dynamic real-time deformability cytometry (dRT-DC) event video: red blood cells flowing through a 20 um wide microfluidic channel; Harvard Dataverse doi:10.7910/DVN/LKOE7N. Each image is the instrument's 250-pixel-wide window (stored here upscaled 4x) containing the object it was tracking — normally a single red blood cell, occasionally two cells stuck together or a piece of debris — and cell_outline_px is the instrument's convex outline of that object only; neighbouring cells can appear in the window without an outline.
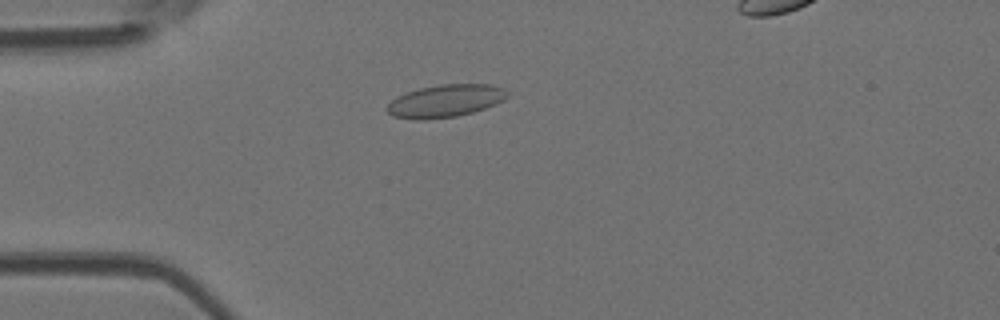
{"species": "Egyptian fruit bat (a non-hibernating species)", "species_latin": "Rousettus aegyptiacus", "temperature_condition": "room temperature", "stored_images_in_passage": 49, "camera_frame_rate_fps": 3000, "um_per_image_px": 0.085, "animal": {"sex": "female"}, "frame": {"image": 1, "passage_image": 14, "time_ms": 4.333, "image_size_px": [1000, 320], "cell_outline_px": [[508, 96], [504, 100], [496, 104], [472, 112], [456, 116], [424, 120], [416, 120], [392, 116], [384, 108], [396, 96], [420, 88], [440, 84], [492, 84], [504, 88], [508, 92]], "centroid_in_image_um": [37.85, 8.58], "position_along_channel_um": 47.2, "area_um2": 22.95}}
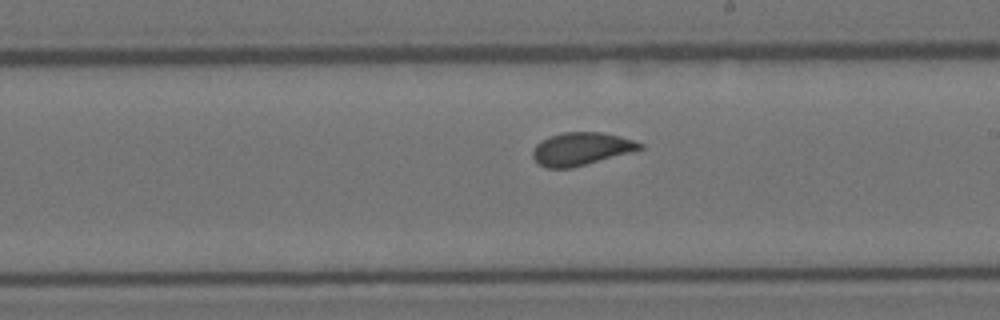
{"frame": {"image": 2, "passage_image": 30, "time_ms": 9.667, "image_size_px": [1000, 320], "cell_outline_px": [[644, 148], [572, 168], [548, 168], [540, 164], [532, 156], [532, 152], [536, 144], [540, 140], [548, 136], [564, 132], [600, 132], [620, 136], [644, 144]], "centroid_in_image_um": [49.37, 12.64], "position_along_channel_um": 239.6, "area_um2": 20.35}}
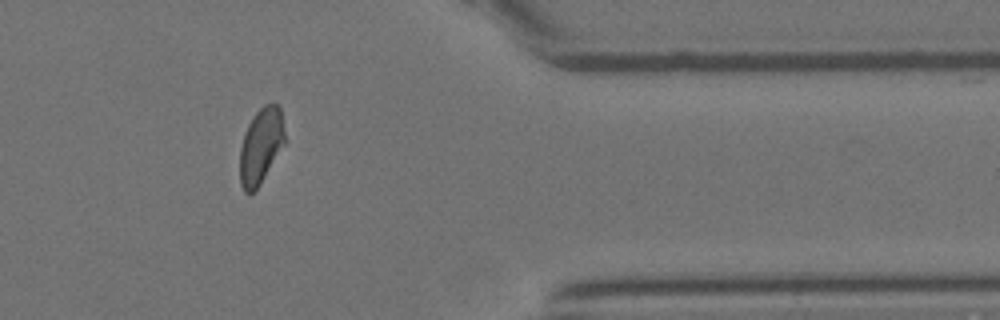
{"frame": {"image": 3, "passage_image": 43, "time_ms": 14.0, "image_size_px": [1000, 320], "cell_outline_px": [[284, 144], [260, 184], [252, 192], [244, 192], [240, 184], [240, 148], [244, 132], [252, 116], [264, 104], [276, 104], [280, 108], [284, 128]], "centroid_in_image_um": [22.15, 12.38], "position_along_channel_um": 389.2, "area_um2": 19.59}}